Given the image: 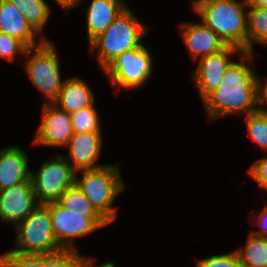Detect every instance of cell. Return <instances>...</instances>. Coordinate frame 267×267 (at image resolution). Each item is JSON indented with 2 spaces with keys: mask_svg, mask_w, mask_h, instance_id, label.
Returning <instances> with one entry per match:
<instances>
[{
  "mask_svg": "<svg viewBox=\"0 0 267 267\" xmlns=\"http://www.w3.org/2000/svg\"><path fill=\"white\" fill-rule=\"evenodd\" d=\"M178 27L192 62H196L201 57L218 53L227 47L225 42L200 20L189 23L182 22Z\"/></svg>",
  "mask_w": 267,
  "mask_h": 267,
  "instance_id": "5bb4252c",
  "label": "cell"
},
{
  "mask_svg": "<svg viewBox=\"0 0 267 267\" xmlns=\"http://www.w3.org/2000/svg\"><path fill=\"white\" fill-rule=\"evenodd\" d=\"M15 230V248L11 252L19 254H53L63 250L58 244L52 227L49 208L39 204Z\"/></svg>",
  "mask_w": 267,
  "mask_h": 267,
  "instance_id": "8992f818",
  "label": "cell"
},
{
  "mask_svg": "<svg viewBox=\"0 0 267 267\" xmlns=\"http://www.w3.org/2000/svg\"><path fill=\"white\" fill-rule=\"evenodd\" d=\"M102 135V132H74L65 147L68 152L62 156L76 171L97 169L107 165L98 162L103 151Z\"/></svg>",
  "mask_w": 267,
  "mask_h": 267,
  "instance_id": "4fadbf2b",
  "label": "cell"
},
{
  "mask_svg": "<svg viewBox=\"0 0 267 267\" xmlns=\"http://www.w3.org/2000/svg\"><path fill=\"white\" fill-rule=\"evenodd\" d=\"M38 205L31 180L0 190V222L15 227Z\"/></svg>",
  "mask_w": 267,
  "mask_h": 267,
  "instance_id": "7c38bea8",
  "label": "cell"
},
{
  "mask_svg": "<svg viewBox=\"0 0 267 267\" xmlns=\"http://www.w3.org/2000/svg\"><path fill=\"white\" fill-rule=\"evenodd\" d=\"M56 202L71 213H98L76 184L67 188Z\"/></svg>",
  "mask_w": 267,
  "mask_h": 267,
  "instance_id": "7402d4cb",
  "label": "cell"
},
{
  "mask_svg": "<svg viewBox=\"0 0 267 267\" xmlns=\"http://www.w3.org/2000/svg\"><path fill=\"white\" fill-rule=\"evenodd\" d=\"M0 32L20 40L27 48L40 46L46 41L8 0H0Z\"/></svg>",
  "mask_w": 267,
  "mask_h": 267,
  "instance_id": "9a60e30c",
  "label": "cell"
},
{
  "mask_svg": "<svg viewBox=\"0 0 267 267\" xmlns=\"http://www.w3.org/2000/svg\"><path fill=\"white\" fill-rule=\"evenodd\" d=\"M257 111L267 114V77H260L257 73Z\"/></svg>",
  "mask_w": 267,
  "mask_h": 267,
  "instance_id": "4dcf8cb0",
  "label": "cell"
},
{
  "mask_svg": "<svg viewBox=\"0 0 267 267\" xmlns=\"http://www.w3.org/2000/svg\"><path fill=\"white\" fill-rule=\"evenodd\" d=\"M242 52L236 47L227 46L218 53L197 60V66L190 76L202 102L218 88L234 56Z\"/></svg>",
  "mask_w": 267,
  "mask_h": 267,
  "instance_id": "30bf717a",
  "label": "cell"
},
{
  "mask_svg": "<svg viewBox=\"0 0 267 267\" xmlns=\"http://www.w3.org/2000/svg\"><path fill=\"white\" fill-rule=\"evenodd\" d=\"M45 205L49 208L55 238L63 249L78 250L76 239L110 225L99 213H71L57 202Z\"/></svg>",
  "mask_w": 267,
  "mask_h": 267,
  "instance_id": "9c48e42d",
  "label": "cell"
},
{
  "mask_svg": "<svg viewBox=\"0 0 267 267\" xmlns=\"http://www.w3.org/2000/svg\"><path fill=\"white\" fill-rule=\"evenodd\" d=\"M25 149L8 145L0 150V190L30 179L31 166Z\"/></svg>",
  "mask_w": 267,
  "mask_h": 267,
  "instance_id": "2e32d148",
  "label": "cell"
},
{
  "mask_svg": "<svg viewBox=\"0 0 267 267\" xmlns=\"http://www.w3.org/2000/svg\"><path fill=\"white\" fill-rule=\"evenodd\" d=\"M248 52H255L254 44L267 47V9L248 5Z\"/></svg>",
  "mask_w": 267,
  "mask_h": 267,
  "instance_id": "44dd1931",
  "label": "cell"
},
{
  "mask_svg": "<svg viewBox=\"0 0 267 267\" xmlns=\"http://www.w3.org/2000/svg\"><path fill=\"white\" fill-rule=\"evenodd\" d=\"M45 267H83V255L71 249L45 254Z\"/></svg>",
  "mask_w": 267,
  "mask_h": 267,
  "instance_id": "484cf974",
  "label": "cell"
},
{
  "mask_svg": "<svg viewBox=\"0 0 267 267\" xmlns=\"http://www.w3.org/2000/svg\"><path fill=\"white\" fill-rule=\"evenodd\" d=\"M119 166L118 163L107 164L97 169L76 172L75 184L109 224L114 223L118 216L114 201L128 187Z\"/></svg>",
  "mask_w": 267,
  "mask_h": 267,
  "instance_id": "277c9868",
  "label": "cell"
},
{
  "mask_svg": "<svg viewBox=\"0 0 267 267\" xmlns=\"http://www.w3.org/2000/svg\"><path fill=\"white\" fill-rule=\"evenodd\" d=\"M248 3L251 7L267 9V0H248Z\"/></svg>",
  "mask_w": 267,
  "mask_h": 267,
  "instance_id": "836d02e7",
  "label": "cell"
},
{
  "mask_svg": "<svg viewBox=\"0 0 267 267\" xmlns=\"http://www.w3.org/2000/svg\"><path fill=\"white\" fill-rule=\"evenodd\" d=\"M154 66L148 47L142 44L119 55L102 71L115 92L120 89L129 91L144 87L153 75Z\"/></svg>",
  "mask_w": 267,
  "mask_h": 267,
  "instance_id": "52a82bcc",
  "label": "cell"
},
{
  "mask_svg": "<svg viewBox=\"0 0 267 267\" xmlns=\"http://www.w3.org/2000/svg\"><path fill=\"white\" fill-rule=\"evenodd\" d=\"M248 224L259 227V230H250L253 234L263 236L267 239V204L264 203V208L256 214H249Z\"/></svg>",
  "mask_w": 267,
  "mask_h": 267,
  "instance_id": "f546056e",
  "label": "cell"
},
{
  "mask_svg": "<svg viewBox=\"0 0 267 267\" xmlns=\"http://www.w3.org/2000/svg\"><path fill=\"white\" fill-rule=\"evenodd\" d=\"M76 172L61 154L48 157L38 171L32 168L30 179L37 202H56L67 188L75 185Z\"/></svg>",
  "mask_w": 267,
  "mask_h": 267,
  "instance_id": "ba28073f",
  "label": "cell"
},
{
  "mask_svg": "<svg viewBox=\"0 0 267 267\" xmlns=\"http://www.w3.org/2000/svg\"><path fill=\"white\" fill-rule=\"evenodd\" d=\"M27 49L20 40L0 32V59L13 62L17 56L24 57Z\"/></svg>",
  "mask_w": 267,
  "mask_h": 267,
  "instance_id": "4316f807",
  "label": "cell"
},
{
  "mask_svg": "<svg viewBox=\"0 0 267 267\" xmlns=\"http://www.w3.org/2000/svg\"><path fill=\"white\" fill-rule=\"evenodd\" d=\"M42 106L41 120L31 144L65 149L74 134L70 114L53 103H43Z\"/></svg>",
  "mask_w": 267,
  "mask_h": 267,
  "instance_id": "8fae6325",
  "label": "cell"
},
{
  "mask_svg": "<svg viewBox=\"0 0 267 267\" xmlns=\"http://www.w3.org/2000/svg\"><path fill=\"white\" fill-rule=\"evenodd\" d=\"M96 258L88 255H83V267H117L113 262L96 263Z\"/></svg>",
  "mask_w": 267,
  "mask_h": 267,
  "instance_id": "d6a6232c",
  "label": "cell"
},
{
  "mask_svg": "<svg viewBox=\"0 0 267 267\" xmlns=\"http://www.w3.org/2000/svg\"><path fill=\"white\" fill-rule=\"evenodd\" d=\"M248 0H200L192 11L227 46L248 52Z\"/></svg>",
  "mask_w": 267,
  "mask_h": 267,
  "instance_id": "7a4b0ae2",
  "label": "cell"
},
{
  "mask_svg": "<svg viewBox=\"0 0 267 267\" xmlns=\"http://www.w3.org/2000/svg\"><path fill=\"white\" fill-rule=\"evenodd\" d=\"M58 4L59 7L65 11L64 13H69L72 9L78 8L79 6L83 5V0H53Z\"/></svg>",
  "mask_w": 267,
  "mask_h": 267,
  "instance_id": "1f68e13d",
  "label": "cell"
},
{
  "mask_svg": "<svg viewBox=\"0 0 267 267\" xmlns=\"http://www.w3.org/2000/svg\"><path fill=\"white\" fill-rule=\"evenodd\" d=\"M241 267H267V239L251 231L244 246L234 249Z\"/></svg>",
  "mask_w": 267,
  "mask_h": 267,
  "instance_id": "ffe728a7",
  "label": "cell"
},
{
  "mask_svg": "<svg viewBox=\"0 0 267 267\" xmlns=\"http://www.w3.org/2000/svg\"><path fill=\"white\" fill-rule=\"evenodd\" d=\"M148 30L149 26L139 20L128 6L89 44V54L95 57L102 71L122 53L140 47Z\"/></svg>",
  "mask_w": 267,
  "mask_h": 267,
  "instance_id": "3957f363",
  "label": "cell"
},
{
  "mask_svg": "<svg viewBox=\"0 0 267 267\" xmlns=\"http://www.w3.org/2000/svg\"><path fill=\"white\" fill-rule=\"evenodd\" d=\"M244 117L248 136L267 153V114L256 111Z\"/></svg>",
  "mask_w": 267,
  "mask_h": 267,
  "instance_id": "cb8c5ba5",
  "label": "cell"
},
{
  "mask_svg": "<svg viewBox=\"0 0 267 267\" xmlns=\"http://www.w3.org/2000/svg\"><path fill=\"white\" fill-rule=\"evenodd\" d=\"M0 267H45V255L19 254L7 250L0 255Z\"/></svg>",
  "mask_w": 267,
  "mask_h": 267,
  "instance_id": "d4e9b609",
  "label": "cell"
},
{
  "mask_svg": "<svg viewBox=\"0 0 267 267\" xmlns=\"http://www.w3.org/2000/svg\"><path fill=\"white\" fill-rule=\"evenodd\" d=\"M95 101L94 92L88 82L79 76H74L64 79L62 88L53 104L70 114L92 106Z\"/></svg>",
  "mask_w": 267,
  "mask_h": 267,
  "instance_id": "ac0fdd59",
  "label": "cell"
},
{
  "mask_svg": "<svg viewBox=\"0 0 267 267\" xmlns=\"http://www.w3.org/2000/svg\"><path fill=\"white\" fill-rule=\"evenodd\" d=\"M15 5L27 19L32 28L45 39L50 41L44 29L52 16V7L47 0H8ZM43 31V33H42ZM42 33V34H41Z\"/></svg>",
  "mask_w": 267,
  "mask_h": 267,
  "instance_id": "d6986e66",
  "label": "cell"
},
{
  "mask_svg": "<svg viewBox=\"0 0 267 267\" xmlns=\"http://www.w3.org/2000/svg\"><path fill=\"white\" fill-rule=\"evenodd\" d=\"M95 104L96 102L92 106L70 113L74 132H102V124Z\"/></svg>",
  "mask_w": 267,
  "mask_h": 267,
  "instance_id": "603a6c76",
  "label": "cell"
},
{
  "mask_svg": "<svg viewBox=\"0 0 267 267\" xmlns=\"http://www.w3.org/2000/svg\"><path fill=\"white\" fill-rule=\"evenodd\" d=\"M254 52H242L226 70L220 85L202 105L209 121L229 116H247L257 111V72Z\"/></svg>",
  "mask_w": 267,
  "mask_h": 267,
  "instance_id": "6da1fadb",
  "label": "cell"
},
{
  "mask_svg": "<svg viewBox=\"0 0 267 267\" xmlns=\"http://www.w3.org/2000/svg\"><path fill=\"white\" fill-rule=\"evenodd\" d=\"M125 0H91L85 9L88 45L123 12L128 5Z\"/></svg>",
  "mask_w": 267,
  "mask_h": 267,
  "instance_id": "e0dca14e",
  "label": "cell"
},
{
  "mask_svg": "<svg viewBox=\"0 0 267 267\" xmlns=\"http://www.w3.org/2000/svg\"><path fill=\"white\" fill-rule=\"evenodd\" d=\"M194 261L196 267H241L234 250L206 258H196Z\"/></svg>",
  "mask_w": 267,
  "mask_h": 267,
  "instance_id": "83f0119b",
  "label": "cell"
},
{
  "mask_svg": "<svg viewBox=\"0 0 267 267\" xmlns=\"http://www.w3.org/2000/svg\"><path fill=\"white\" fill-rule=\"evenodd\" d=\"M248 175L251 177L257 186L267 192V155L254 161L248 169Z\"/></svg>",
  "mask_w": 267,
  "mask_h": 267,
  "instance_id": "f1b7e54d",
  "label": "cell"
},
{
  "mask_svg": "<svg viewBox=\"0 0 267 267\" xmlns=\"http://www.w3.org/2000/svg\"><path fill=\"white\" fill-rule=\"evenodd\" d=\"M24 58L22 65L30 83L43 95L44 104L53 103L64 82L56 46L52 41H45L40 46L28 48Z\"/></svg>",
  "mask_w": 267,
  "mask_h": 267,
  "instance_id": "5b68a950",
  "label": "cell"
},
{
  "mask_svg": "<svg viewBox=\"0 0 267 267\" xmlns=\"http://www.w3.org/2000/svg\"><path fill=\"white\" fill-rule=\"evenodd\" d=\"M198 1H200V0H192V1H191V6H192L193 4H195L196 2H198Z\"/></svg>",
  "mask_w": 267,
  "mask_h": 267,
  "instance_id": "e575fe53",
  "label": "cell"
}]
</instances>
